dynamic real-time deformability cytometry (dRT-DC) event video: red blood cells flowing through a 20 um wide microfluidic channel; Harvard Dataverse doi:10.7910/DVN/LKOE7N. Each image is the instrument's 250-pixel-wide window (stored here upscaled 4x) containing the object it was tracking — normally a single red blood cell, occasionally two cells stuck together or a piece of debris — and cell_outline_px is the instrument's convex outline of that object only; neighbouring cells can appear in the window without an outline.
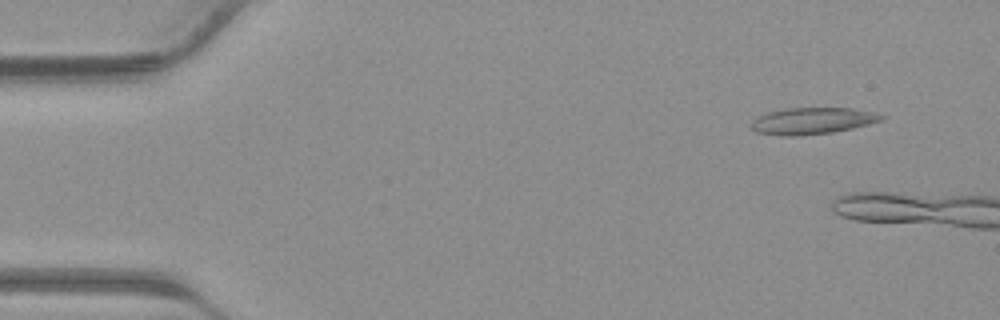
{"species": "common noctule bat (a hibernating species)", "species_latin": "Nyctalus noctula", "temperature_condition": "warm", "stored_images_in_passage": 8, "camera_frame_rate_fps": 3000, "um_per_image_px": 0.085, "animal": {"sex": "male", "body_mass_g": 23.1, "forearm_length_mm": 52.7}, "frame": {"image": 1, "passage_image": 2, "time_ms": 0.333, "image_size_px": [1000, 320], "cell_outline_px": [[888, 116], [884, 120], [852, 128], [832, 132], [796, 136], [780, 136], [756, 132], [752, 128], [752, 120], [768, 112], [788, 108], [852, 108], [876, 112]], "centroid_in_image_um": [69.11, 10.27], "position_along_channel_um": 15.9, "area_um2": 20.23}}